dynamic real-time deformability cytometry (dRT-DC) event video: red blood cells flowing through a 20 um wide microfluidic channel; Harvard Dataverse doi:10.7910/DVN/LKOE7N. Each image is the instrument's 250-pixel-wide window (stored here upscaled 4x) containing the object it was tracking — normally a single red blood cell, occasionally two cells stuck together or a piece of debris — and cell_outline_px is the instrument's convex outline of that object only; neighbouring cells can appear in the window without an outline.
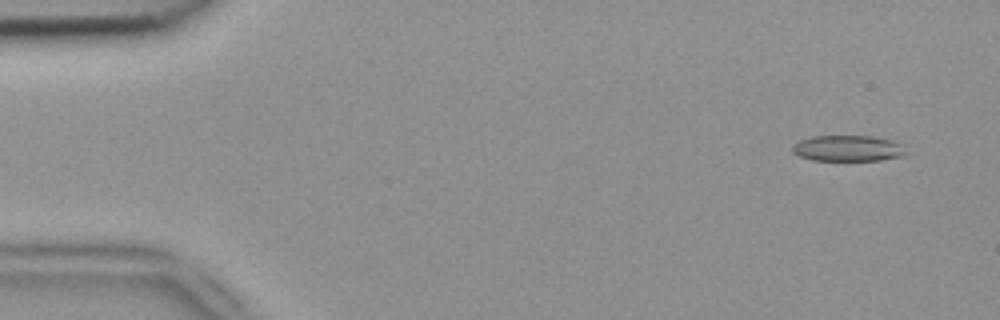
{"species": "common noctule bat (a hibernating species)", "species_latin": "Nyctalus noctula", "temperature_condition": "room temperature", "stored_images_in_passage": 7, "segment_of_instrument_passage": [2, 2], "camera_frame_rate_fps": 3000, "um_per_image_px": 0.085, "animal": {"sex": "female", "body_mass_g": 18.4}, "frame": {"image": 1, "passage_image": 7, "time_ms": 2.0, "image_size_px": [1000, 320], "cell_outline_px": [[908, 152], [904, 156], [880, 160], [812, 160], [800, 156], [792, 152], [792, 144], [800, 140], [812, 136], [872, 136], [892, 140], [900, 144]], "centroid_in_image_um": [72.07, 12.6], "position_along_channel_um": 12.9, "area_um2": 17.22}}